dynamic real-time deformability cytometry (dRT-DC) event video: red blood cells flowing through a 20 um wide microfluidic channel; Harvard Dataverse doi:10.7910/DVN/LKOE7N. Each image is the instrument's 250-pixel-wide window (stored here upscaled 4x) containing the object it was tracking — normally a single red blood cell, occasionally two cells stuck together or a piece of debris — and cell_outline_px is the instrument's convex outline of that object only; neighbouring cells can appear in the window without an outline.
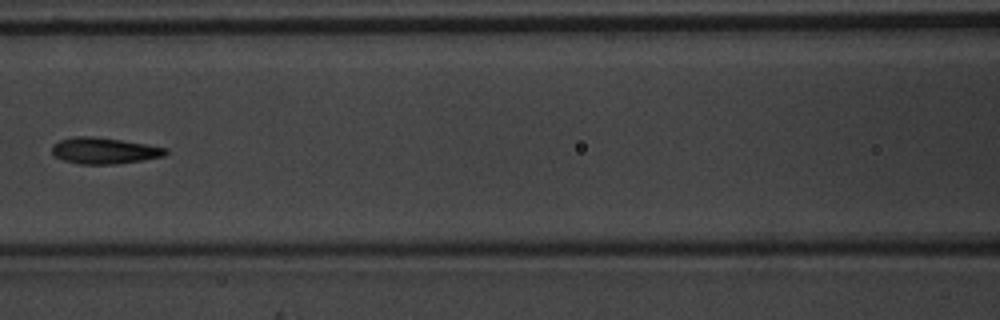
{"species": "common noctule bat (a hibernating species)", "species_latin": "Nyctalus noctula", "temperature_condition": "warm", "stored_images_in_passage": 8, "camera_frame_rate_fps": 3000, "um_per_image_px": 0.085, "animal": {"sex": "male", "body_mass_g": 20.1, "forearm_length_mm": 53.5}, "frame": {"image": 1, "passage_image": 7, "time_ms": 2.0, "image_size_px": [1000, 320], "cell_outline_px": [[168, 152], [164, 156], [144, 160], [116, 164], [80, 164], [64, 160], [56, 156], [52, 152], [52, 144], [60, 140], [76, 136], [92, 136], [120, 140], [168, 148]], "centroid_in_image_um": [8.86, 12.81], "position_along_channel_um": 157.7, "area_um2": 17.28}}
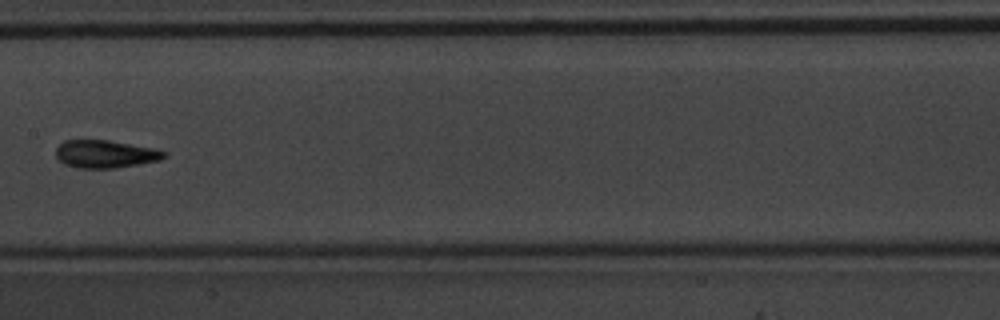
{"frame": {"image": 2, "passage_image": 8, "time_ms": 2.333, "image_size_px": [1000, 320], "cell_outline_px": [[168, 156], [160, 160], [116, 168], [80, 168], [64, 164], [56, 156], [56, 148], [64, 140], [108, 140], [152, 148], [168, 152]], "centroid_in_image_um": [8.96, 13.09], "position_along_channel_um": 198.4, "area_um2": 17.46}}